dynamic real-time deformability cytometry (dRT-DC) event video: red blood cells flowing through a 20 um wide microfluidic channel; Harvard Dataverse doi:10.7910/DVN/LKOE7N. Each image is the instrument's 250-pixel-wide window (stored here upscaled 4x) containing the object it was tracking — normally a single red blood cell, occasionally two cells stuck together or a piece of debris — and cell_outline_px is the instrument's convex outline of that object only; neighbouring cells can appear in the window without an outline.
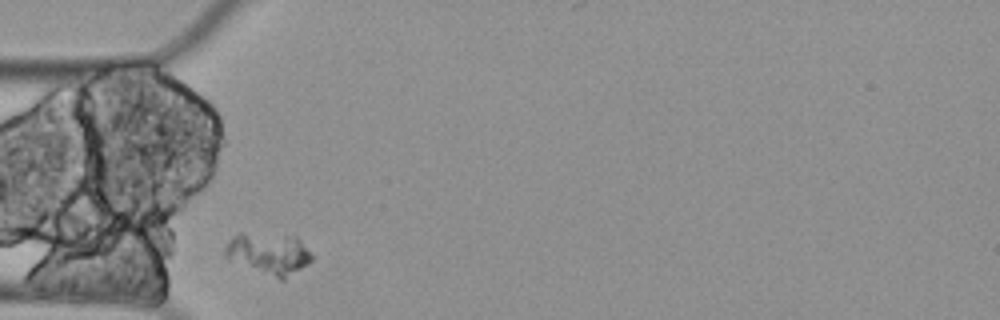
{"species": "Egyptian fruit bat (a non-hibernating species)", "species_latin": "Rousettus aegyptiacus", "temperature_condition": "cold", "stored_images_in_passage": 4, "camera_frame_rate_fps": 3000, "um_per_image_px": 0.085, "animal": {"sex": "female"}, "frame": {"image": 1, "passage_image": 1, "time_ms": 0.0, "image_size_px": [1000, 320], "cell_outline_px": [[312, 260], [308, 264], [284, 280], [280, 280], [224, 256], [224, 248], [228, 240], [232, 236], [240, 232], [244, 232], [296, 236], [300, 240], [312, 256]], "centroid_in_image_um": [22.84, 21.53], "position_along_channel_um": 62.2, "area_um2": 20.81}}
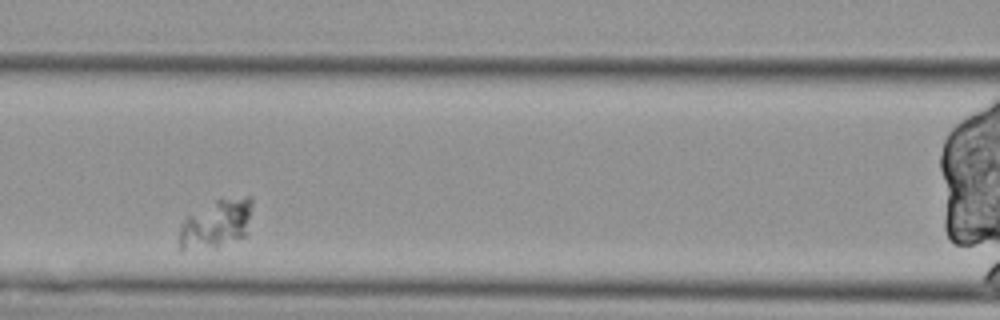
{"frame": {"image": 2, "passage_image": 3, "time_ms": 0.667, "image_size_px": [1000, 320], "cell_outline_px": [[252, 204], [244, 236], [216, 248], [180, 248], [180, 224], [188, 216], [216, 200], [248, 196], [252, 196]], "centroid_in_image_um": [18.38, 19.01], "position_along_channel_um": 148.2, "area_um2": 19.94}}
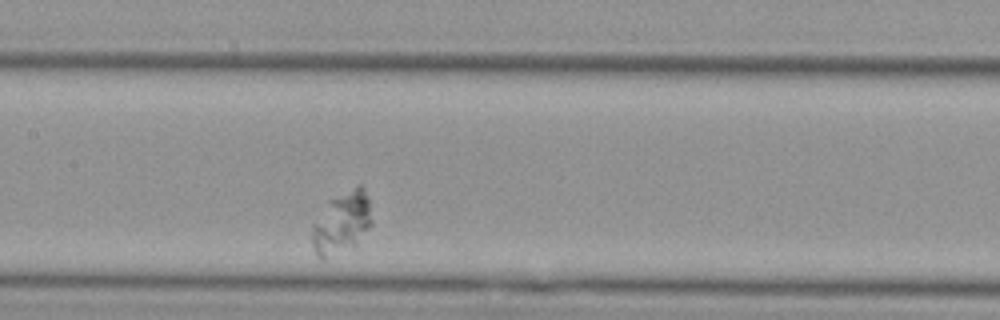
{"frame": {"image": 3, "passage_image": 4, "time_ms": 1.0, "image_size_px": [1000, 320], "cell_outline_px": [[372, 224], [356, 244], [324, 260], [320, 260], [312, 244], [312, 224], [328, 200], [360, 184], [364, 188], [368, 200], [372, 220]], "centroid_in_image_um": [29.03, 18.93], "position_along_channel_um": 178.4, "area_um2": 21.44}}